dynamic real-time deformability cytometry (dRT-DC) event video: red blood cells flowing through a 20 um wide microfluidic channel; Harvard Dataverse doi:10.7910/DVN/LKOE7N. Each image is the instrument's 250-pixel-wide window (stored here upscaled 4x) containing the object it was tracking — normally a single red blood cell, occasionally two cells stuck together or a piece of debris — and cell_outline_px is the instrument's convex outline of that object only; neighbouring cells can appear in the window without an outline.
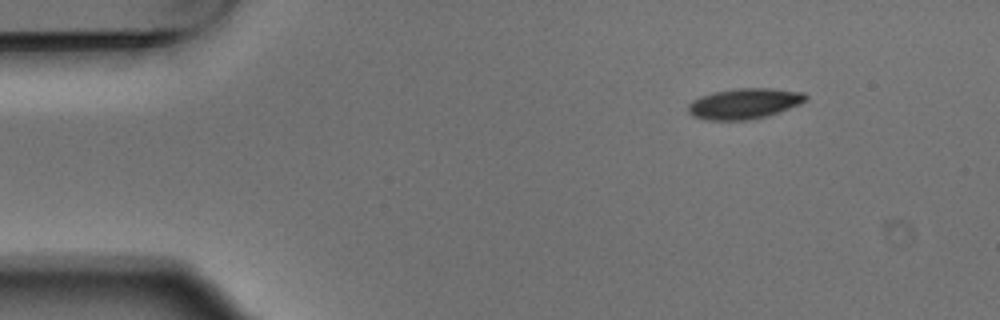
{"species": "Egyptian fruit bat (a non-hibernating species)", "species_latin": "Rousettus aegyptiacus", "temperature_condition": "warm", "stored_images_in_passage": 4, "camera_frame_rate_fps": 3000, "um_per_image_px": 0.085, "animal": {"sex": "male"}, "frame": {"image": 1, "passage_image": 4, "time_ms": 1.0, "image_size_px": [1000, 320], "cell_outline_px": [[808, 100], [800, 104], [768, 116], [744, 120], [704, 120], [692, 116], [688, 112], [688, 104], [692, 100], [716, 92], [740, 88], [772, 88], [804, 92], [808, 96]], "centroid_in_image_um": [63.3, 8.81], "position_along_channel_um": 21.7, "area_um2": 20.92}}